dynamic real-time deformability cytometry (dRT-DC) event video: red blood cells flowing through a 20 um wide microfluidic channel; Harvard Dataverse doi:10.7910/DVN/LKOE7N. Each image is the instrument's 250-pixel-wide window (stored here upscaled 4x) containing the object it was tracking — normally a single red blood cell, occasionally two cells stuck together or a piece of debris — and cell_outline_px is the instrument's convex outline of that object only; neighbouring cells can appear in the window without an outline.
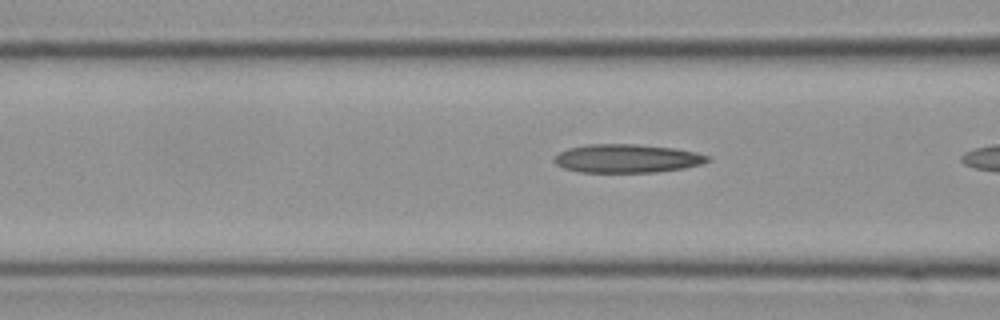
{"species": "Egyptian fruit bat (a non-hibernating species)", "species_latin": "Rousettus aegyptiacus", "temperature_condition": "cold", "stored_images_in_passage": 5, "camera_frame_rate_fps": 3000, "um_per_image_px": 0.085, "frame": {"image": 1, "passage_image": 4, "time_ms": 1.0, "image_size_px": [1000, 320], "cell_outline_px": [[708, 160], [700, 164], [684, 168], [656, 172], [580, 172], [564, 168], [556, 164], [552, 160], [560, 152], [568, 148], [588, 144], [636, 144], [676, 148], [696, 152], [708, 156]], "centroid_in_image_um": [53.27, 13.46], "position_along_channel_um": 113.3, "area_um2": 25.37}}